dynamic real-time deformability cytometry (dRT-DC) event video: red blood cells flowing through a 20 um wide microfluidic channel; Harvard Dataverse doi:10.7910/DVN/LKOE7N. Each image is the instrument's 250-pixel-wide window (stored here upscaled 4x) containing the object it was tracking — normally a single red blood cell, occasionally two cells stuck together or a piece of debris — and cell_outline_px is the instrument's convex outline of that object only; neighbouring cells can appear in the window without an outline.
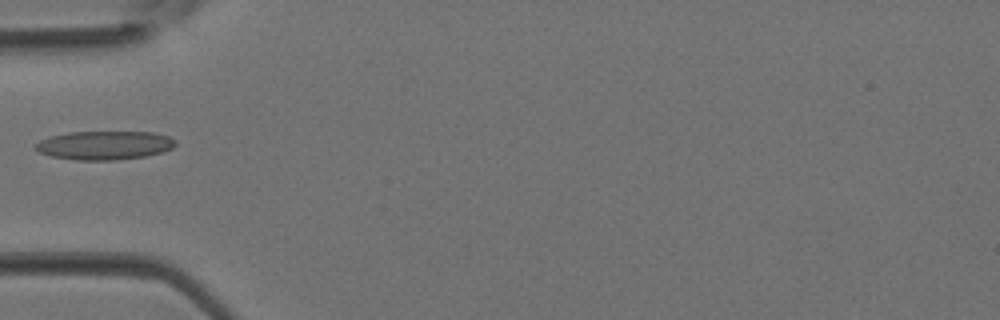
{"species": "Egyptian fruit bat (a non-hibernating species)", "species_latin": "Rousettus aegyptiacus", "temperature_condition": "room temperature", "stored_images_in_passage": 1, "camera_frame_rate_fps": 3000, "um_per_image_px": 0.085, "animal": {"sex": "female"}, "frame": {"image": 1, "passage_image": 1, "time_ms": 0.0, "image_size_px": [1000, 320], "cell_outline_px": [[176, 144], [172, 148], [164, 152], [144, 156], [116, 160], [76, 160], [52, 156], [40, 152], [36, 148], [36, 144], [40, 140], [48, 136], [68, 132], [152, 132], [168, 136], [176, 140]], "centroid_in_image_um": [8.9, 12.34], "position_along_channel_um": 76.1, "area_um2": 23.41}}